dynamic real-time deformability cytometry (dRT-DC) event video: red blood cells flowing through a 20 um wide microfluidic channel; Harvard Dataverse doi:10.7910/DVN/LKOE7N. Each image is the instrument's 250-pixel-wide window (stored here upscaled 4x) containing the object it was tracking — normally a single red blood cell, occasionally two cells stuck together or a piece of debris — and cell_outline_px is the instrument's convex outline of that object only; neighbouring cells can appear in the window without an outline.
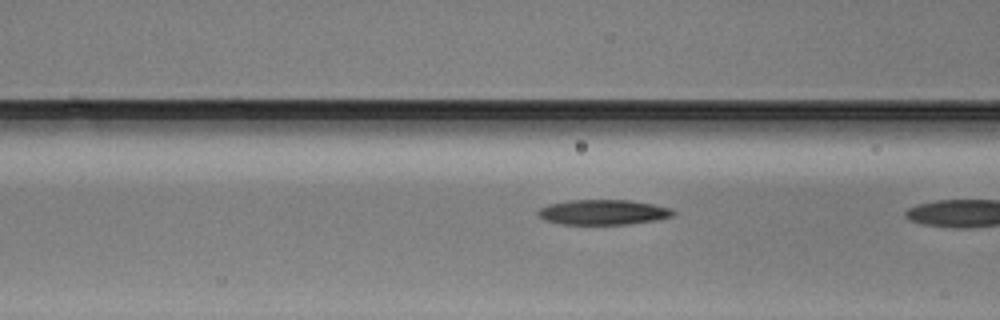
{"species": "Egyptian fruit bat (a non-hibernating species)", "species_latin": "Rousettus aegyptiacus", "temperature_condition": "warm", "stored_images_in_passage": 19, "segment_of_instrument_passage": [2, 2], "camera_frame_rate_fps": 3000, "um_per_image_px": 0.085, "animal": {"sex": "male"}, "frame": {"image": 1, "passage_image": 18, "time_ms": 5.667, "image_size_px": [1000, 320], "cell_outline_px": [[676, 212], [672, 216], [656, 220], [628, 224], [560, 224], [544, 220], [536, 212], [540, 208], [548, 204], [572, 200], [628, 200], [652, 204], [672, 208]], "centroid_in_image_um": [51.27, 18.04], "position_along_channel_um": 115.3, "area_um2": 19.71}}